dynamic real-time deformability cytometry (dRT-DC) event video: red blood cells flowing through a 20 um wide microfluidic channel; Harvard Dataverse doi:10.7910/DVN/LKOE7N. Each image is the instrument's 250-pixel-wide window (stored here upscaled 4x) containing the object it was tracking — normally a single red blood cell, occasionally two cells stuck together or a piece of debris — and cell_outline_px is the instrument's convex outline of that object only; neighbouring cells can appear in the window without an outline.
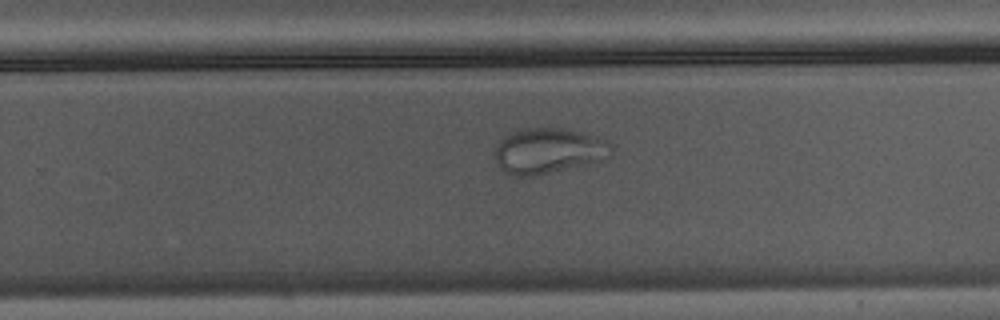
{"species": "Egyptian fruit bat (a non-hibernating species)", "species_latin": "Rousettus aegyptiacus", "temperature_condition": "warm", "stored_images_in_passage": 27, "camera_frame_rate_fps": 3000, "um_per_image_px": 0.085, "animal": {"sex": "male"}, "frame": {"image": 1, "passage_image": 20, "time_ms": 6.333, "image_size_px": [1000, 320], "cell_outline_px": [[612, 156], [532, 176], [516, 176], [504, 172], [500, 168], [496, 160], [496, 148], [500, 140], [504, 136], [524, 128], [560, 128], [580, 132], [608, 140], [612, 144]], "centroid_in_image_um": [46.6, 12.8], "position_along_channel_um": 283.2, "area_um2": 30.11}}